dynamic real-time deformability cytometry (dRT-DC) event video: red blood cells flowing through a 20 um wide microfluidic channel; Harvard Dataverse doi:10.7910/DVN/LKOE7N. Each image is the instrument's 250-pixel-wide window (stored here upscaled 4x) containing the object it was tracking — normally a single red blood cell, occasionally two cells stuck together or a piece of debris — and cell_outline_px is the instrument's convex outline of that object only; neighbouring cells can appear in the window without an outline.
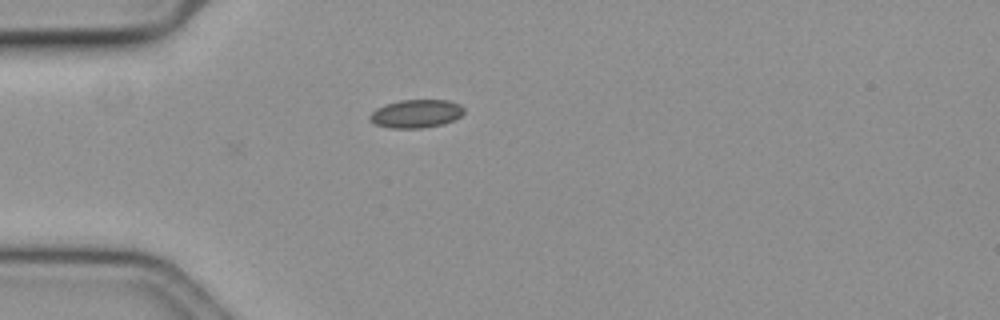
{"species": "common noctule bat (a hibernating species)", "species_latin": "Nyctalus noctula", "temperature_condition": "cold", "stored_images_in_passage": 42, "camera_frame_rate_fps": 3000, "um_per_image_px": 0.085, "animal": {"sex": "female", "body_mass_g": 19.3, "forearm_length_mm": 54.1}, "frame": {"image": 1, "passage_image": 1, "time_ms": 0.0, "image_size_px": [1000, 320], "cell_outline_px": [[464, 112], [460, 116], [444, 124], [420, 128], [392, 128], [376, 124], [368, 120], [368, 116], [376, 108], [384, 104], [400, 100], [448, 100], [460, 104], [464, 108]], "centroid_in_image_um": [35.35, 9.65], "position_along_channel_um": 49.7, "area_um2": 15.55}}
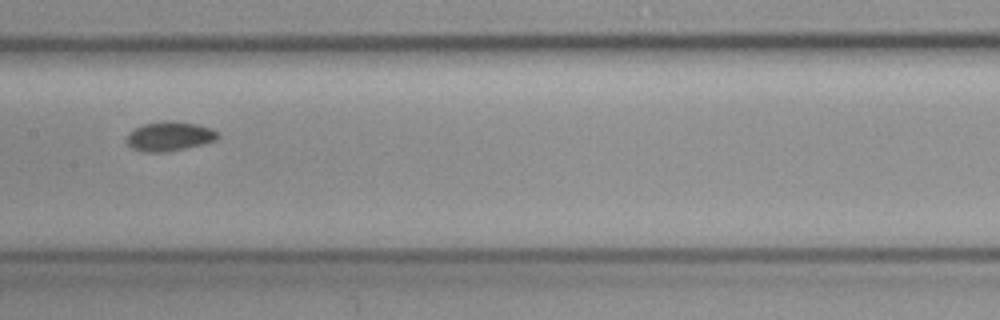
{"frame": {"image": 2, "passage_image": 14, "time_ms": 4.333, "image_size_px": [1000, 320], "cell_outline_px": [[220, 136], [216, 140], [184, 148], [164, 152], [144, 152], [132, 148], [128, 144], [128, 132], [144, 124], [164, 120], [172, 120], [196, 124], [212, 128]], "centroid_in_image_um": [14.4, 11.57], "position_along_channel_um": 193.0, "area_um2": 15.43}}
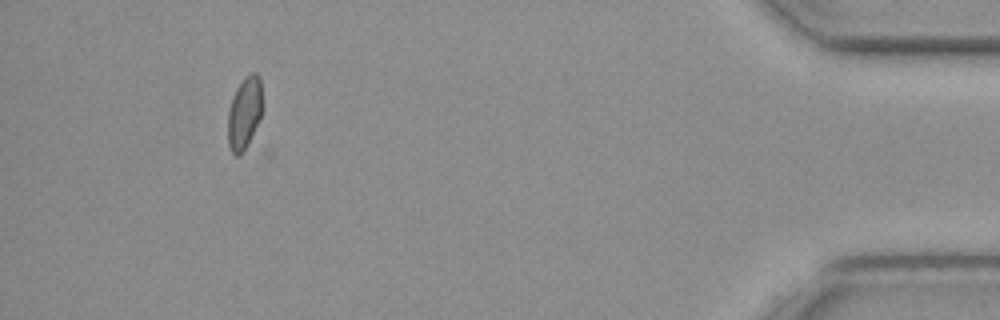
{"frame": {"image": 3, "passage_image": 38, "time_ms": 12.333, "image_size_px": [1000, 320], "cell_outline_px": [[264, 108], [244, 148], [236, 156], [232, 152], [228, 144], [228, 108], [232, 96], [236, 88], [244, 76], [248, 72], [256, 72], [260, 76]], "centroid_in_image_um": [20.78, 9.46], "position_along_channel_um": 414.4, "area_um2": 14.57}}